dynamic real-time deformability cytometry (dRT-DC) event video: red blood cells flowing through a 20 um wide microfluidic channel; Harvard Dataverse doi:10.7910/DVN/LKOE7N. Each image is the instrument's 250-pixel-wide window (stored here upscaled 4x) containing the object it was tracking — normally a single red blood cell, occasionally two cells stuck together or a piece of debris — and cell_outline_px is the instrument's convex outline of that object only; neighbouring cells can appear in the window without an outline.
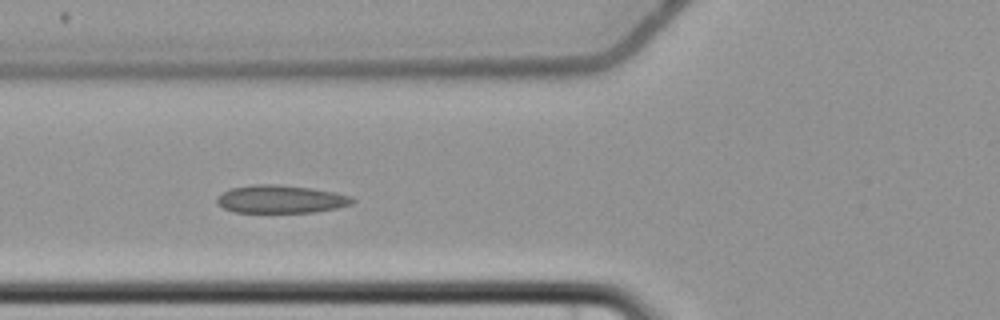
{"species": "common noctule bat (a hibernating species)", "species_latin": "Nyctalus noctula", "temperature_condition": "cold", "stored_images_in_passage": 6, "camera_frame_rate_fps": 3000, "um_per_image_px": 0.085, "animal": {"sex": "female", "body_mass_g": 22.7, "forearm_length_mm": 54.2}, "frame": {"image": 1, "passage_image": 5, "time_ms": 5.0, "image_size_px": [1000, 320], "cell_outline_px": [[356, 200], [352, 204], [336, 208], [312, 212], [236, 212], [224, 208], [216, 204], [216, 196], [232, 188], [252, 184], [276, 184], [312, 188], [336, 192], [352, 196]], "centroid_in_image_um": [23.88, 16.92], "position_along_channel_um": 101.9, "area_um2": 22.14}}
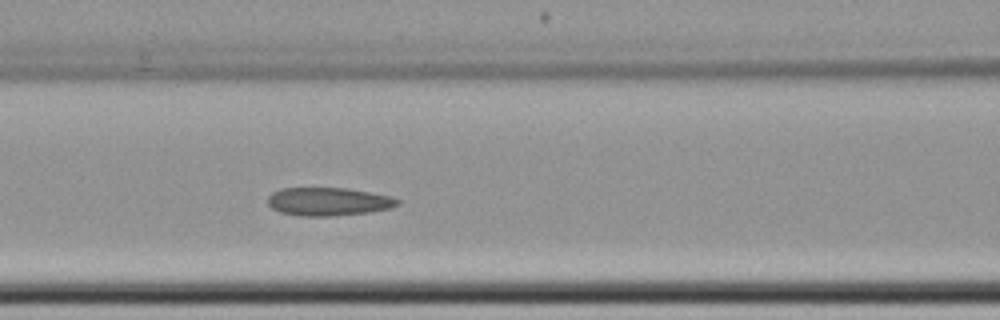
{"frame": {"image": 2, "passage_image": 6, "time_ms": 6.0, "image_size_px": [1000, 320], "cell_outline_px": [[400, 204], [388, 208], [368, 212], [332, 216], [300, 216], [280, 212], [272, 208], [268, 204], [268, 196], [272, 192], [280, 188], [348, 188], [388, 196], [400, 200]], "centroid_in_image_um": [27.86, 17.13], "position_along_channel_um": 138.7, "area_um2": 21.21}}